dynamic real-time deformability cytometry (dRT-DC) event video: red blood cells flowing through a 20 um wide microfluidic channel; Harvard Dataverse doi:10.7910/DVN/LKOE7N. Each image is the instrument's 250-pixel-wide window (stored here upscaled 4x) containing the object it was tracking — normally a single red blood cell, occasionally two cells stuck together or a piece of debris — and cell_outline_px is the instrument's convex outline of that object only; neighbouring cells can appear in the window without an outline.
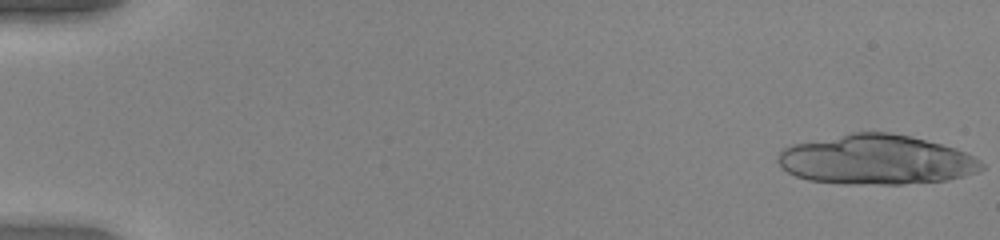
{"species": "human", "species_latin": "Homo sapiens", "temperature_condition": "warm", "stored_images_in_passage": 20, "camera_frame_rate_fps": 3000, "um_per_image_px": 0.085, "donor": {"sex": "female"}, "frame": {"image": 1, "passage_image": 1, "time_ms": 0.0, "image_size_px": [1000, 240], "cell_outline_px": [[984, 168], [980, 172], [948, 180], [904, 184], [848, 184], [808, 180], [796, 176], [788, 172], [776, 160], [780, 152], [784, 148], [792, 144], [852, 132], [888, 132], [912, 136], [956, 148], [980, 160], [984, 164]], "centroid_in_image_um": [74.51, 13.58], "position_along_channel_um": 10.5, "area_um2": 59.19}}